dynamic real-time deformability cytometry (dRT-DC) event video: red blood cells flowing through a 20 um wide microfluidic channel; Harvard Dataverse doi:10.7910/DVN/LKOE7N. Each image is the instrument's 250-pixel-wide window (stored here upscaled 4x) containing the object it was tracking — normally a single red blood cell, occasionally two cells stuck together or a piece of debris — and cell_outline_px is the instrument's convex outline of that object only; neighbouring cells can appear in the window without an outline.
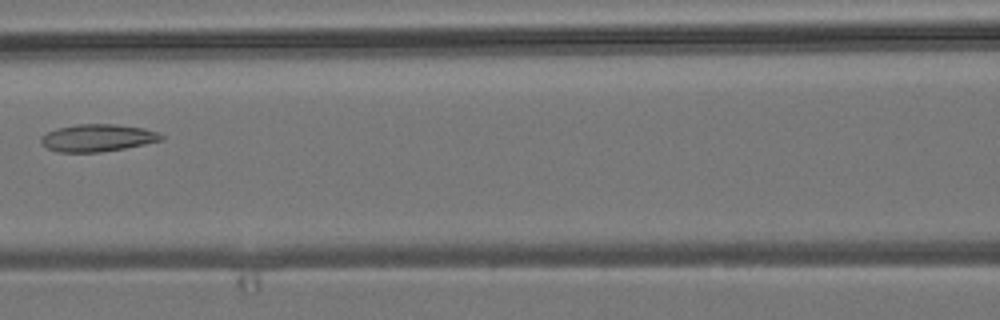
{"species": "common noctule bat (a hibernating species)", "species_latin": "Nyctalus noctula", "temperature_condition": "room temperature", "stored_images_in_passage": 7, "camera_frame_rate_fps": 3000, "um_per_image_px": 0.085, "animal": {"sex": "male", "body_mass_g": 19.2, "forearm_length_mm": 51.8}, "frame": {"image": 1, "passage_image": 7, "time_ms": 7.333, "image_size_px": [1000, 320], "cell_outline_px": [[164, 140], [124, 148], [100, 152], [56, 152], [40, 144], [40, 136], [56, 128], [76, 124], [116, 124], [144, 128], [156, 132], [164, 136]], "centroid_in_image_um": [8.26, 11.71], "position_along_channel_um": 158.3, "area_um2": 19.25}}